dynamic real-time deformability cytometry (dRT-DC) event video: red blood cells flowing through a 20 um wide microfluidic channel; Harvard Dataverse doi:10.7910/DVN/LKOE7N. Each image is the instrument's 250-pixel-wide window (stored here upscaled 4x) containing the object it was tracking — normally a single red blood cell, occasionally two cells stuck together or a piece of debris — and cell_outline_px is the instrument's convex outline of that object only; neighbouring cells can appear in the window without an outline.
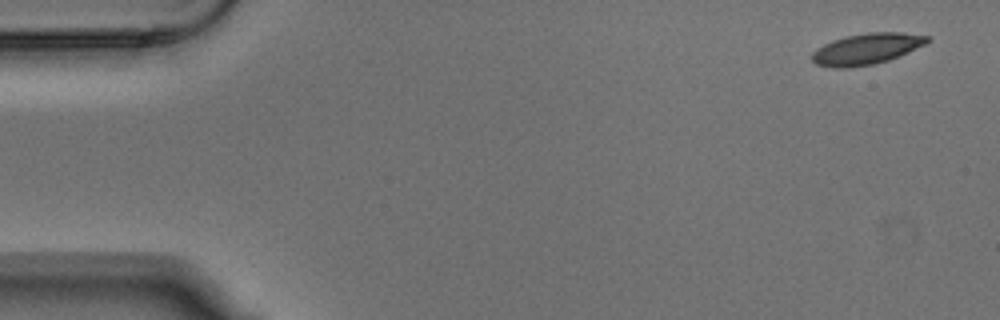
{"species": "Egyptian fruit bat (a non-hibernating species)", "species_latin": "Rousettus aegyptiacus", "temperature_condition": "warm", "stored_images_in_passage": 4, "camera_frame_rate_fps": 3000, "um_per_image_px": 0.085, "animal": {"sex": "male"}, "frame": {"image": 1, "passage_image": 1, "time_ms": 0.0, "image_size_px": [1000, 320], "cell_outline_px": [[932, 40], [924, 44], [888, 60], [876, 64], [848, 68], [832, 68], [816, 64], [812, 60], [812, 52], [816, 48], [832, 40], [848, 36], [868, 32], [900, 32], [928, 36]], "centroid_in_image_um": [73.62, 4.16], "position_along_channel_um": 11.4, "area_um2": 20.75}}
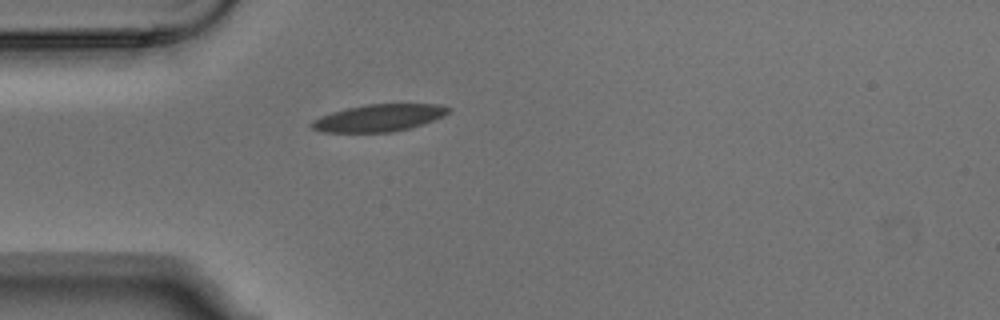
{"frame": {"image": 2, "passage_image": 4, "time_ms": 1.0, "image_size_px": [1000, 320], "cell_outline_px": [[452, 108], [448, 112], [432, 120], [408, 128], [392, 132], [324, 132], [312, 128], [308, 124], [312, 120], [320, 116], [332, 112], [364, 104], [440, 104]], "centroid_in_image_um": [32.15, 10.01], "position_along_channel_um": 52.9, "area_um2": 21.39}}